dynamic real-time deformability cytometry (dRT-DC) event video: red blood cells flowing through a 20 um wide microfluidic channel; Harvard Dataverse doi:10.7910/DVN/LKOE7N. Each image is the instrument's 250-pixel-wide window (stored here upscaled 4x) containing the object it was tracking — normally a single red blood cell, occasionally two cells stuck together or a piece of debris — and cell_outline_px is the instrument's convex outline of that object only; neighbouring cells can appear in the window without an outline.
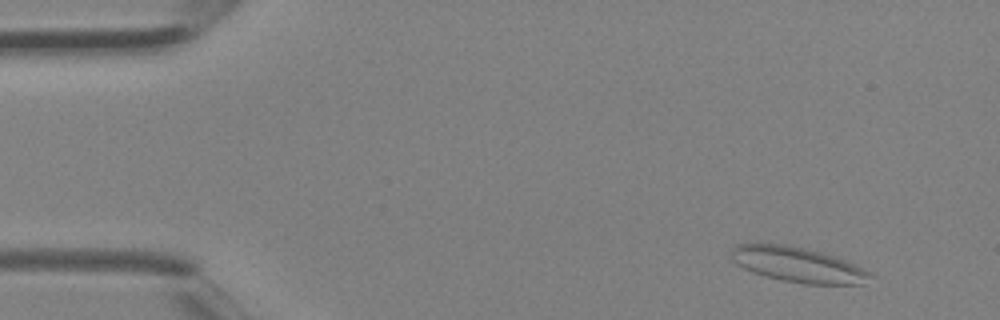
{"species": "Egyptian fruit bat (a non-hibernating species)", "species_latin": "Rousettus aegyptiacus", "temperature_condition": "room temperature", "stored_images_in_passage": 3, "camera_frame_rate_fps": 3000, "um_per_image_px": 0.085, "animal": {"sex": "female"}, "frame": {"image": 1, "passage_image": 3, "time_ms": 0.667, "image_size_px": [1000, 320], "cell_outline_px": [[876, 276], [864, 284], [804, 284], [764, 276], [752, 272], [736, 264], [732, 260], [732, 248], [736, 244], [756, 240], [788, 244], [820, 252], [848, 260], [856, 264]], "centroid_in_image_um": [67.78, 22.45], "position_along_channel_um": 17.2, "area_um2": 29.3}}